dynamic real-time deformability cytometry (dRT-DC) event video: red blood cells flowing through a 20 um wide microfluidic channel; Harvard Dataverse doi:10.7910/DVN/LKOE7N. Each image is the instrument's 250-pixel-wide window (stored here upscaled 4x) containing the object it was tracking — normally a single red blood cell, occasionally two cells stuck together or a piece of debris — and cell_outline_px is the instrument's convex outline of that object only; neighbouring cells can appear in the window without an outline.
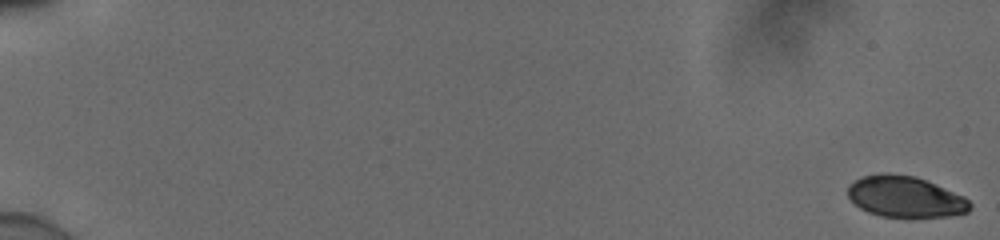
{"species": "human", "species_latin": "Homo sapiens", "temperature_condition": "cold", "stored_images_in_passage": 56, "camera_frame_rate_fps": 3000, "um_per_image_px": 0.085, "donor": {"sex": "male"}, "frame": {"image": 1, "passage_image": 1, "time_ms": 0.0, "image_size_px": [1000, 240], "cell_outline_px": [[972, 208], [968, 212], [948, 216], [880, 216], [868, 212], [860, 208], [848, 196], [848, 184], [864, 176], [884, 172], [888, 172], [916, 176], [964, 196], [972, 204]], "centroid_in_image_um": [76.95, 16.7], "position_along_channel_um": 8.1, "area_um2": 29.13}}
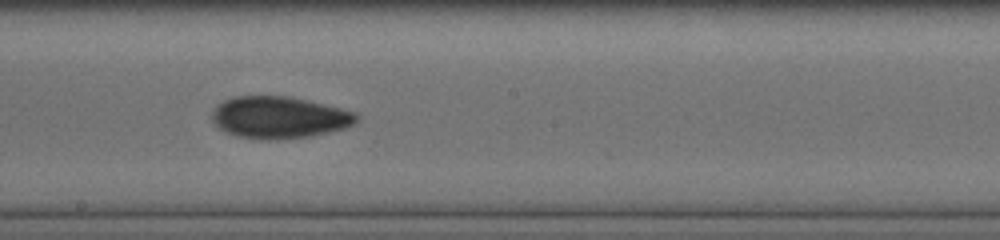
{"frame": {"image": 2, "passage_image": 34, "time_ms": 11.0, "image_size_px": [1000, 240], "cell_outline_px": [[356, 120], [352, 124], [344, 128], [312, 136], [276, 140], [260, 140], [236, 136], [224, 132], [212, 120], [212, 112], [224, 100], [232, 96], [288, 96], [340, 108], [356, 112]], "centroid_in_image_um": [23.69, 9.99], "position_along_channel_um": 224.5, "area_um2": 35.14}}
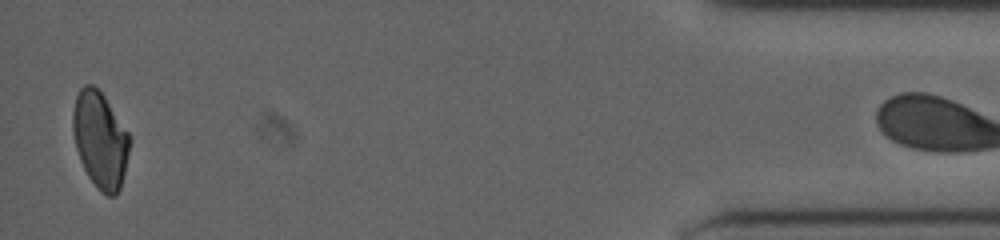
{"frame": {"image": 3, "passage_image": 55, "time_ms": 18.0, "image_size_px": [1000, 240], "cell_outline_px": [[128, 152], [124, 172], [120, 188], [112, 196], [108, 196], [88, 176], [80, 160], [76, 148], [72, 132], [72, 112], [76, 96], [80, 88], [84, 84], [92, 84], [104, 96], [128, 132]], "centroid_in_image_um": [8.47, 11.83], "position_along_channel_um": 426.7, "area_um2": 31.15}}